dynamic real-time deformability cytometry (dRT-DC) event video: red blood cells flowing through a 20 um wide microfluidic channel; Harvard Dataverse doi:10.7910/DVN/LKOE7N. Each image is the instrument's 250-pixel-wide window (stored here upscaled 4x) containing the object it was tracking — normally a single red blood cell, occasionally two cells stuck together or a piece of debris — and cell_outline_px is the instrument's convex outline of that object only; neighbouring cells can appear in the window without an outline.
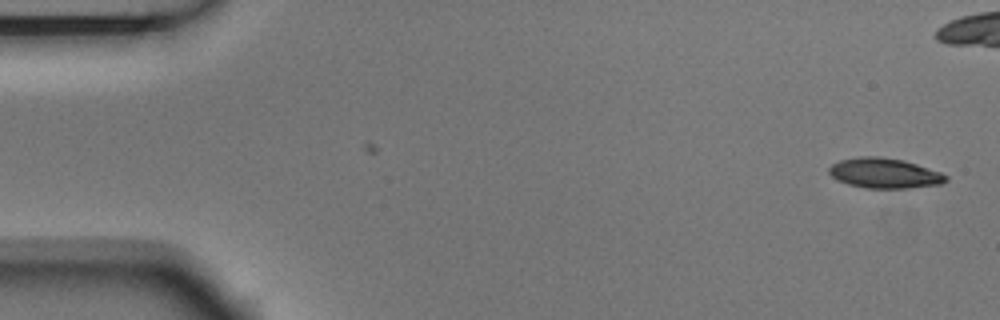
{"species": "Egyptian fruit bat (a non-hibernating species)", "species_latin": "Rousettus aegyptiacus", "temperature_condition": "room temperature", "stored_images_in_passage": 2, "camera_frame_rate_fps": 3000, "um_per_image_px": 0.085, "animal": {"sex": "male"}, "frame": {"image": 1, "passage_image": 2, "time_ms": 0.333, "image_size_px": [1000, 320], "cell_outline_px": [[948, 180], [940, 184], [908, 188], [868, 188], [848, 184], [836, 180], [828, 172], [828, 168], [832, 164], [840, 160], [860, 156], [876, 156], [904, 160], [940, 172], [948, 176]], "centroid_in_image_um": [75.16, 14.72], "position_along_channel_um": 9.8, "area_um2": 20.46}}